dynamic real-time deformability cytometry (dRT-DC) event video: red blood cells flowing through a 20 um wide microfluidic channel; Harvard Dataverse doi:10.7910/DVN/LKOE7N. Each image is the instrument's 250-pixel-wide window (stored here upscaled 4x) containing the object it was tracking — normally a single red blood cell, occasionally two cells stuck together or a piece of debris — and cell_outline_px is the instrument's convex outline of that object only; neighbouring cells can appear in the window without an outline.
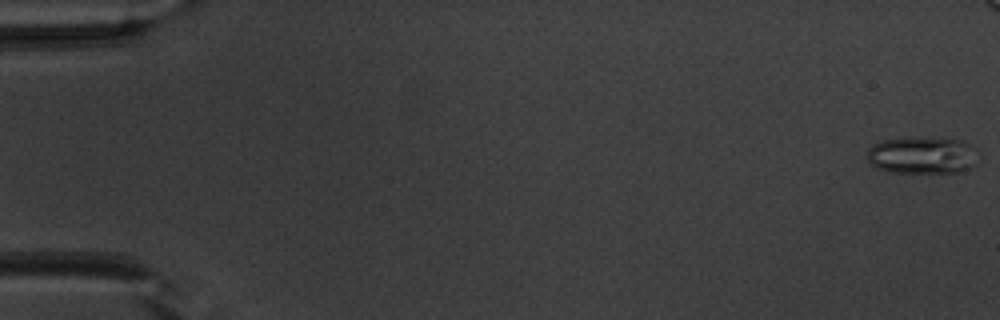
{"species": "common noctule bat (a hibernating species)", "species_latin": "Nyctalus noctula", "temperature_condition": "warm", "stored_images_in_passage": 46, "segment_of_instrument_passage": [1, 2], "camera_frame_rate_fps": 3000, "um_per_image_px": 0.085, "animal": {"sex": "male", "body_mass_g": 20.1, "forearm_length_mm": 53.5}, "frame": {"image": 1, "passage_image": 1, "time_ms": 0.0, "image_size_px": [1000, 320], "cell_outline_px": [[976, 164], [972, 168], [960, 172], [888, 172], [876, 168], [868, 160], [868, 148], [872, 144], [884, 140], [944, 136], [964, 140], [976, 148]], "centroid_in_image_um": [78.45, 13.18], "position_along_channel_um": 6.5, "area_um2": 24.45}}
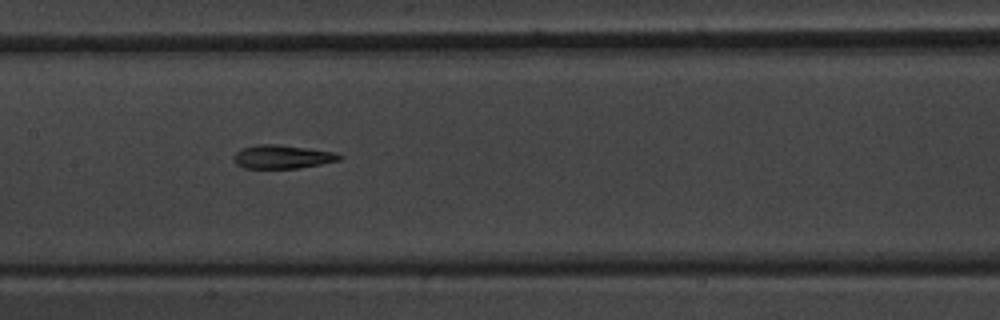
{"frame": {"image": 2, "passage_image": 26, "time_ms": 8.333, "image_size_px": [1000, 320], "cell_outline_px": [[344, 156], [340, 160], [320, 164], [296, 168], [244, 168], [236, 164], [232, 160], [232, 156], [240, 148], [256, 144], [276, 144], [308, 148], [332, 152]], "centroid_in_image_um": [23.93, 13.32], "position_along_channel_um": 183.5, "area_um2": 14.57}}
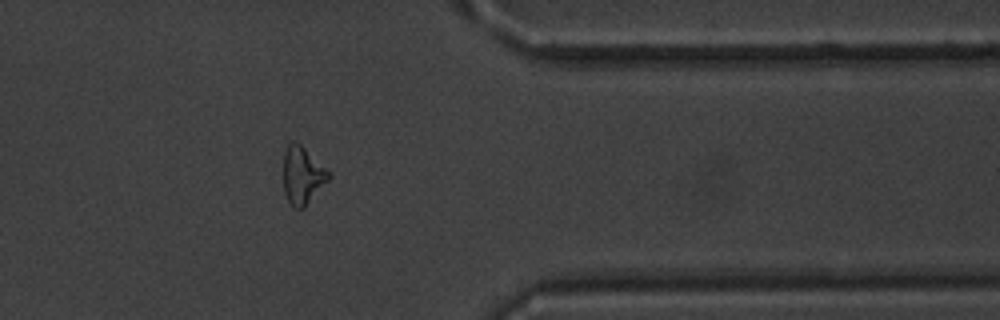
{"frame": {"image": 3, "passage_image": 42, "time_ms": 13.667, "image_size_px": [1000, 320], "cell_outline_px": [[332, 176], [304, 208], [292, 208], [284, 192], [284, 152], [288, 144], [292, 140], [296, 140], [332, 172]], "centroid_in_image_um": [25.73, 14.88], "position_along_channel_um": 385.7, "area_um2": 15.43}}